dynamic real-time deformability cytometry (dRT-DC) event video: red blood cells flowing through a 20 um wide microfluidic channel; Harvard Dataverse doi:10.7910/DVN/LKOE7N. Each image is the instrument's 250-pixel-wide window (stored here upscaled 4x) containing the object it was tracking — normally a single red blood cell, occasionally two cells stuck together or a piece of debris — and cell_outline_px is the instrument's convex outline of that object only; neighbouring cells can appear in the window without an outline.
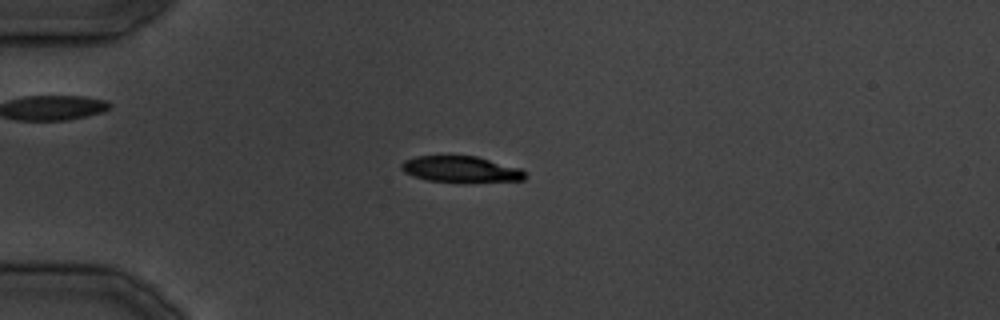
{"species": "common noctule bat (a hibernating species)", "species_latin": "Nyctalus noctula", "temperature_condition": "cold", "stored_images_in_passage": 10, "camera_frame_rate_fps": 3000, "um_per_image_px": 0.085, "animal": {"sex": "male", "body_mass_g": 19.5, "forearm_length_mm": 54.6}, "frame": {"image": 1, "passage_image": 1, "time_ms": 0.0, "image_size_px": [1000, 320], "cell_outline_px": [[528, 176], [524, 180], [468, 184], [460, 184], [428, 180], [412, 176], [404, 172], [400, 168], [400, 164], [404, 160], [416, 156], [476, 156], [520, 168], [528, 172]], "centroid_in_image_um": [39.22, 14.43], "position_along_channel_um": 45.8, "area_um2": 19.71}}
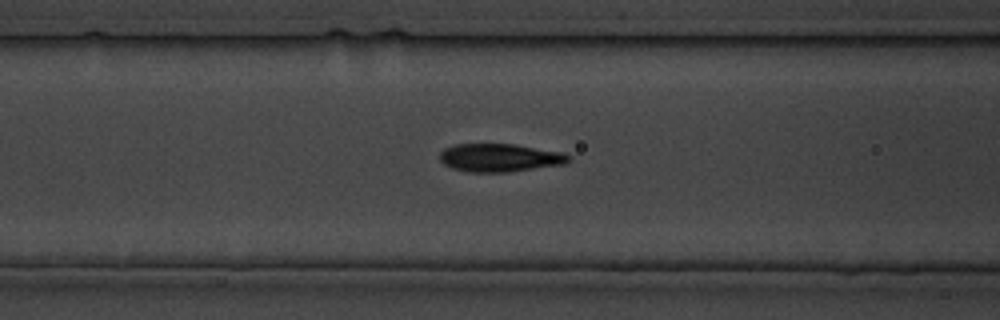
{"frame": {"image": 2, "passage_image": 7, "time_ms": 6.667, "image_size_px": [1000, 320], "cell_outline_px": [[572, 160], [564, 164], [508, 172], [468, 172], [452, 168], [444, 164], [440, 160], [440, 152], [444, 148], [456, 144], [512, 144], [564, 152], [572, 156]], "centroid_in_image_um": [42.51, 13.4], "position_along_channel_um": 124.1, "area_um2": 21.21}}
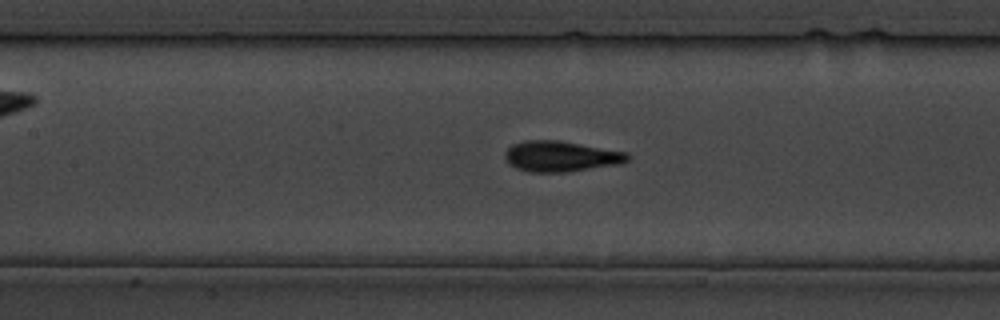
{"frame": {"image": 3, "passage_image": 9, "time_ms": 9.0, "image_size_px": [1000, 320], "cell_outline_px": [[632, 156], [628, 160], [620, 164], [568, 172], [528, 172], [516, 168], [508, 164], [504, 156], [504, 152], [512, 144], [524, 140], [560, 140], [628, 152]], "centroid_in_image_um": [47.68, 13.29], "position_along_channel_um": 159.7, "area_um2": 22.25}}